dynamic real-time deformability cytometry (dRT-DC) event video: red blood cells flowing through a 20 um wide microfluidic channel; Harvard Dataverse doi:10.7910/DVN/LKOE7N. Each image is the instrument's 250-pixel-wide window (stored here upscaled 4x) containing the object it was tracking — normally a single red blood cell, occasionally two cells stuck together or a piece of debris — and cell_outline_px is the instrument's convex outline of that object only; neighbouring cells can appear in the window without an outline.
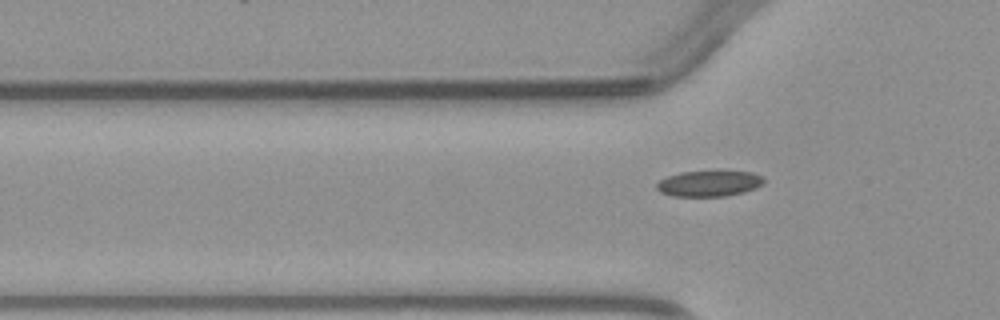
{"species": "common noctule bat (a hibernating species)", "species_latin": "Nyctalus noctula", "temperature_condition": "warm", "stored_images_in_passage": 4, "camera_frame_rate_fps": 3000, "um_per_image_px": 0.085, "animal": {"sex": "male", "body_mass_g": 23.1, "forearm_length_mm": 52.7}, "frame": {"image": 1, "passage_image": 4, "time_ms": 4.333, "image_size_px": [1000, 320], "cell_outline_px": [[764, 184], [756, 188], [744, 192], [724, 196], [672, 196], [660, 192], [656, 188], [656, 184], [660, 180], [668, 176], [680, 172], [752, 172], [760, 176], [764, 180]], "centroid_in_image_um": [60.25, 15.61], "position_along_channel_um": 65.5, "area_um2": 15.9}}